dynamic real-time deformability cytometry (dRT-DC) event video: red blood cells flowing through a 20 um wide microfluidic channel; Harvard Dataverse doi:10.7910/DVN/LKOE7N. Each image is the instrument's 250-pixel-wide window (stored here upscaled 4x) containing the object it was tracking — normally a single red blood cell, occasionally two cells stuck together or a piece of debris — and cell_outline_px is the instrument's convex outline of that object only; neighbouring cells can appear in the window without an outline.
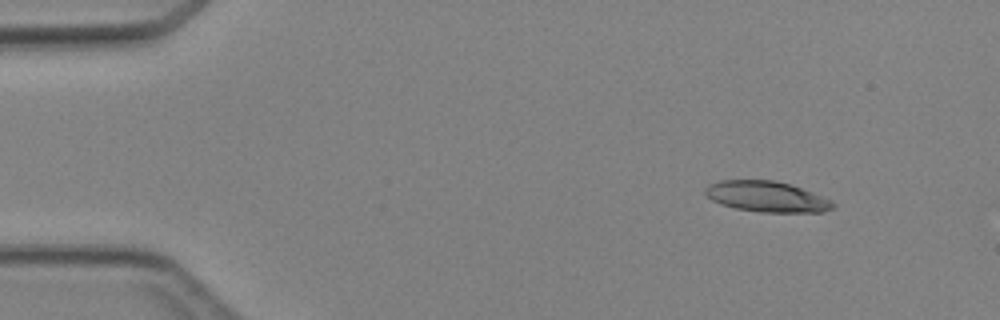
{"species": "Egyptian fruit bat (a non-hibernating species)", "species_latin": "Rousettus aegyptiacus", "temperature_condition": "cold", "stored_images_in_passage": 3, "camera_frame_rate_fps": 3000, "um_per_image_px": 0.085, "animal": {"sex": "female"}, "frame": {"image": 1, "passage_image": 1, "time_ms": 0.0, "image_size_px": [1000, 320], "cell_outline_px": [[836, 204], [832, 208], [824, 212], [760, 212], [736, 208], [720, 204], [712, 200], [704, 192], [704, 188], [708, 184], [720, 180], [776, 180], [812, 192], [832, 200]], "centroid_in_image_um": [65.16, 16.71], "position_along_channel_um": 19.8, "area_um2": 22.83}}